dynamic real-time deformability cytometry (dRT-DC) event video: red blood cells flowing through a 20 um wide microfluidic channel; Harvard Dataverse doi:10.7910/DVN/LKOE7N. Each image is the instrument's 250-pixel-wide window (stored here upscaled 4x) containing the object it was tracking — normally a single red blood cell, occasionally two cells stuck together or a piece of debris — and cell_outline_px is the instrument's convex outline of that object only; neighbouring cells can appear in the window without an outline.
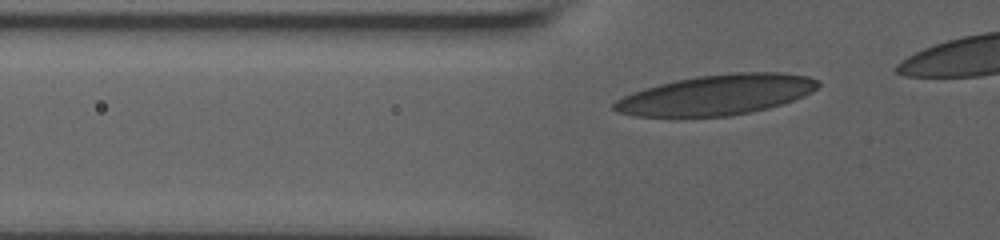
{"species": "human", "species_latin": "Homo sapiens", "temperature_condition": "room temperature", "stored_images_in_passage": 33, "camera_frame_rate_fps": 3000, "um_per_image_px": 0.085, "donor": {"sex": "male"}, "frame": {"image": 1, "passage_image": 4, "time_ms": 1.0, "image_size_px": [1000, 240], "cell_outline_px": [[820, 84], [812, 92], [804, 96], [768, 108], [728, 116], [636, 116], [616, 112], [612, 108], [612, 104], [616, 100], [632, 92], [644, 88], [676, 80], [696, 76], [732, 72], [780, 72], [808, 76], [816, 80]], "centroid_in_image_um": [60.89, 8.05], "position_along_channel_um": 64.9, "area_um2": 47.57}}
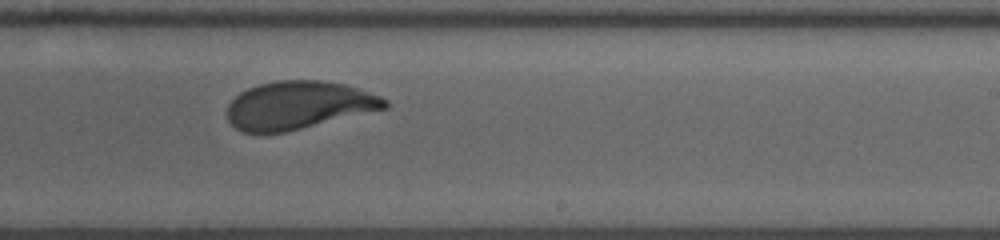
{"frame": {"image": 2, "passage_image": 21, "time_ms": 6.667, "image_size_px": [1000, 240], "cell_outline_px": [[388, 108], [284, 132], [244, 132], [236, 128], [228, 120], [228, 104], [240, 92], [248, 88], [260, 84], [276, 80], [320, 80], [344, 84], [380, 96], [388, 100]], "centroid_in_image_um": [25.38, 8.93], "position_along_channel_um": 263.6, "area_um2": 43.64}}
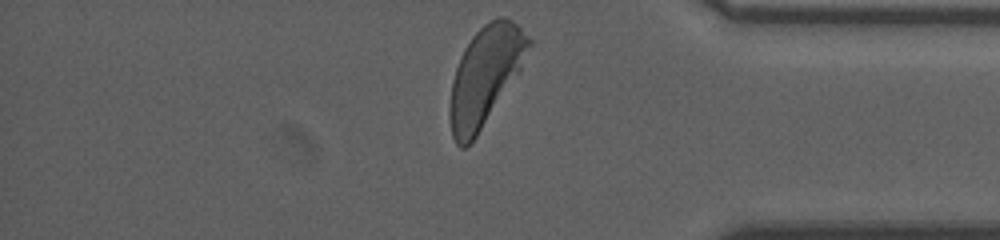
{"frame": {"image": 3, "passage_image": 33, "time_ms": 10.667, "image_size_px": [1000, 240], "cell_outline_px": [[532, 44], [520, 72], [476, 136], [464, 148], [460, 148], [456, 144], [452, 136], [448, 112], [452, 80], [460, 56], [464, 48], [472, 36], [484, 24], [500, 16], [504, 16], [512, 20], [532, 40]], "centroid_in_image_um": [41.24, 6.45], "position_along_channel_um": 394.0, "area_um2": 45.14}, "authors_computed_cell_mechanics": {"area_um2": 45.2574, "velocity_mm_per_s": 3.623, "shape_relaxation_time_tau1_ms": 4.3023, "shape_relaxation_time_tau2_ms": null, "deformation_change_tau1": 0.1743, "deformation_change_tau2": null}}